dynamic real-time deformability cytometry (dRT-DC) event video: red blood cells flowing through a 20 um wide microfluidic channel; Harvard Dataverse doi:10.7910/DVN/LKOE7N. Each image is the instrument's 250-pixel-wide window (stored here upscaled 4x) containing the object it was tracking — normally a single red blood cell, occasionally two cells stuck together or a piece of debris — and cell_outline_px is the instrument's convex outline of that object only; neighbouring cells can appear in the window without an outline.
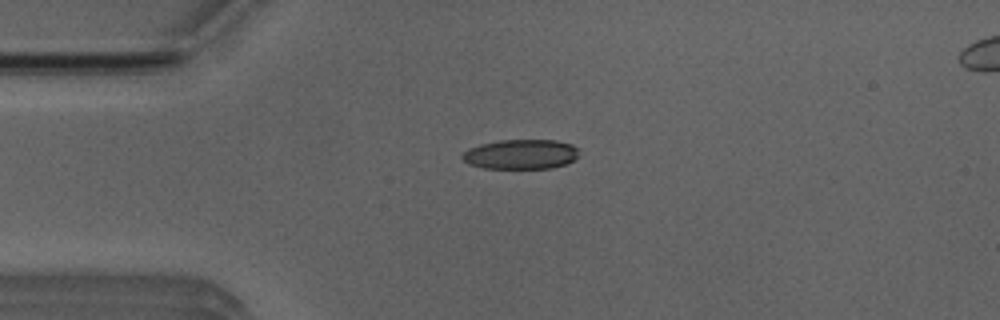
{"species": "Egyptian fruit bat (a non-hibernating species)", "species_latin": "Rousettus aegyptiacus", "temperature_condition": "room temperature", "stored_images_in_passage": 6, "camera_frame_rate_fps": 3000, "um_per_image_px": 0.085, "animal": {"sex": "male"}, "frame": {"image": 1, "passage_image": 4, "time_ms": 3.333, "image_size_px": [1000, 320], "cell_outline_px": [[580, 148], [576, 156], [572, 160], [564, 164], [552, 168], [484, 168], [468, 164], [460, 156], [468, 148], [480, 144], [500, 140], [556, 140], [572, 144]], "centroid_in_image_um": [44.26, 13.1], "position_along_channel_um": 40.7, "area_um2": 20.23}}